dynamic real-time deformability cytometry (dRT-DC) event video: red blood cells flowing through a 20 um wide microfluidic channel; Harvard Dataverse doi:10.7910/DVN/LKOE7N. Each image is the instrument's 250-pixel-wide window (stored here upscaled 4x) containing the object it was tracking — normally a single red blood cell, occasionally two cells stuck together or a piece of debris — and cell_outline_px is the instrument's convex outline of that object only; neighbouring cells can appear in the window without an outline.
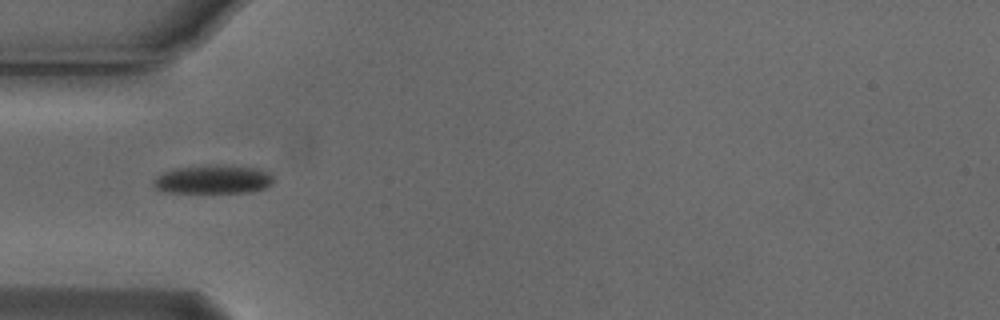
{"species": "Egyptian fruit bat (a non-hibernating species)", "species_latin": "Rousettus aegyptiacus", "temperature_condition": "cold", "stored_images_in_passage": 6, "camera_frame_rate_fps": 3000, "um_per_image_px": 0.085, "animal": {"sex": "male"}, "frame": {"image": 1, "passage_image": 5, "time_ms": 1.333, "image_size_px": [1000, 320], "cell_outline_px": [[272, 180], [264, 188], [248, 192], [160, 192], [152, 184], [152, 180], [156, 176], [172, 168], [216, 164], [220, 164], [256, 168], [268, 172], [272, 176]], "centroid_in_image_um": [18.03, 15.23], "position_along_channel_um": 67.0, "area_um2": 20.06}}
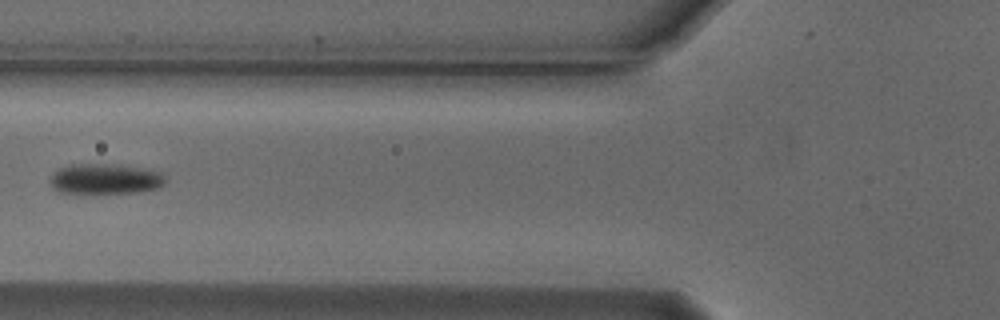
{"frame": {"image": 2, "passage_image": 6, "time_ms": 1.667, "image_size_px": [1000, 320], "cell_outline_px": [[164, 184], [156, 188], [136, 192], [60, 192], [52, 188], [52, 176], [60, 168], [72, 164], [112, 164], [160, 172], [164, 176]], "centroid_in_image_um": [8.93, 15.2], "position_along_channel_um": 116.9, "area_um2": 19.59}}